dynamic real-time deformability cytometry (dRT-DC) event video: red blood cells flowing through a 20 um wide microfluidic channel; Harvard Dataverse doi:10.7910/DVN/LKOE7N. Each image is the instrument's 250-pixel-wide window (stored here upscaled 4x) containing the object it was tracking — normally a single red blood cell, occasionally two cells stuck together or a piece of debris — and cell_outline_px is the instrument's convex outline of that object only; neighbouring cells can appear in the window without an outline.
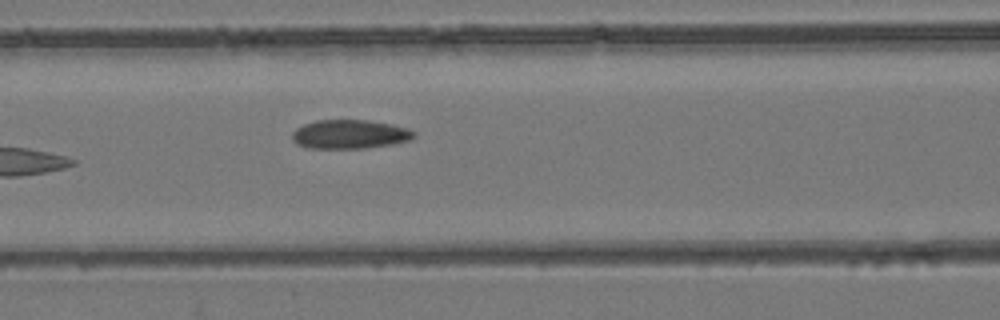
{"species": "common noctule bat (a hibernating species)", "species_latin": "Nyctalus noctula", "temperature_condition": "room temperature", "stored_images_in_passage": 6, "segment_of_instrument_passage": [1, 2], "camera_frame_rate_fps": 3000, "um_per_image_px": 0.085, "animal": {"sex": "female", "body_mass_g": 24.6, "forearm_length_mm": 56.2}, "frame": {"image": 1, "passage_image": 5, "time_ms": 1.333, "image_size_px": [1000, 320], "cell_outline_px": [[416, 136], [408, 140], [392, 144], [364, 148], [308, 148], [296, 144], [292, 140], [292, 132], [296, 128], [304, 124], [316, 120], [368, 120], [408, 128], [416, 132]], "centroid_in_image_um": [29.7, 11.41], "position_along_channel_um": 136.9, "area_um2": 20.52}}